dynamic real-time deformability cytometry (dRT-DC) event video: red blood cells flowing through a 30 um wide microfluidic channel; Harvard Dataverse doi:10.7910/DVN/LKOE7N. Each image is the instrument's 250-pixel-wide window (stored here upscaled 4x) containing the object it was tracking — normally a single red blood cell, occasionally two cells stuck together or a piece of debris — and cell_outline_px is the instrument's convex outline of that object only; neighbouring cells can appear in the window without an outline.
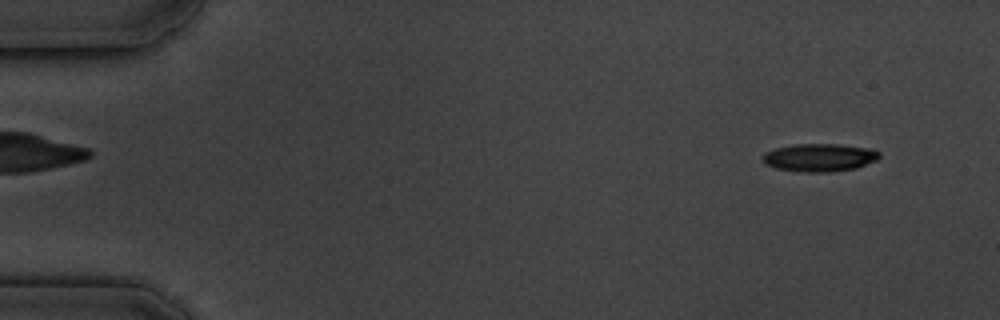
{"species": "common noctule bat (a hibernating species)", "species_latin": "Nyctalus noctula", "temperature_condition": "cold", "stored_images_in_passage": 6, "camera_frame_rate_fps": 3000, "um_per_image_px": 0.085, "animal": {"sex": "male", "body_mass_g": 19.5, "forearm_length_mm": 54.6}, "frame": {"image": 1, "passage_image": 1, "time_ms": 0.0, "image_size_px": [1000, 320], "cell_outline_px": [[880, 156], [876, 160], [856, 168], [828, 172], [804, 172], [776, 168], [764, 164], [760, 156], [764, 152], [776, 148], [796, 144], [840, 144], [872, 148], [880, 152]], "centroid_in_image_um": [69.64, 13.38], "position_along_channel_um": 15.4, "area_um2": 19.13}}
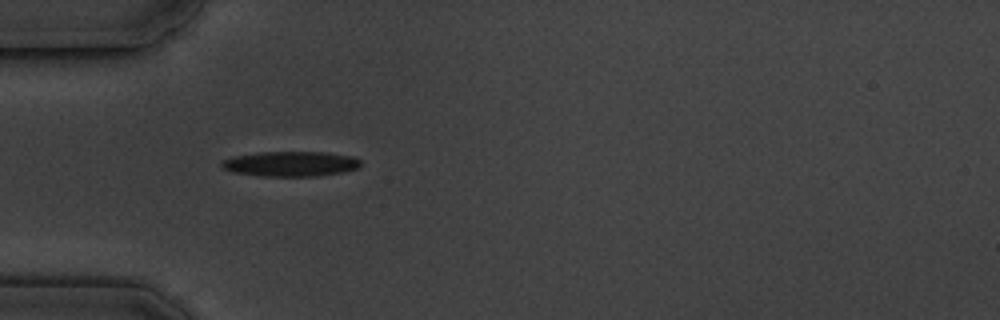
{"frame": {"image": 2, "passage_image": 4, "time_ms": 4.333, "image_size_px": [1000, 320], "cell_outline_px": [[360, 168], [344, 172], [312, 176], [264, 176], [232, 172], [220, 168], [220, 160], [232, 156], [260, 152], [328, 152], [352, 156], [360, 160]], "centroid_in_image_um": [24.66, 13.92], "position_along_channel_um": 60.3, "area_um2": 20.52}}